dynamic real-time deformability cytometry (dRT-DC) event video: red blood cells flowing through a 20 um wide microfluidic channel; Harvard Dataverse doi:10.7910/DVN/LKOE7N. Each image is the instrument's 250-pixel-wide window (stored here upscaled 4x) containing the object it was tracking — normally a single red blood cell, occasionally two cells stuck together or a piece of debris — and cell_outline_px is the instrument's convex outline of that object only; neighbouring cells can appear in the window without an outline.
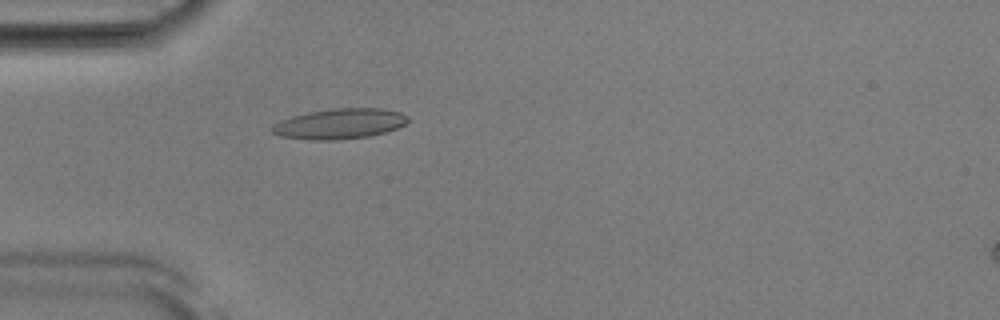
{"species": "Egyptian fruit bat (a non-hibernating species)", "species_latin": "Rousettus aegyptiacus", "temperature_condition": "room temperature", "stored_images_in_passage": 40, "camera_frame_rate_fps": 3000, "um_per_image_px": 0.085, "animal": {"sex": "male"}, "frame": {"image": 1, "passage_image": 3, "time_ms": 0.667, "image_size_px": [1000, 320], "cell_outline_px": [[408, 120], [404, 124], [396, 128], [384, 132], [368, 136], [336, 140], [308, 140], [280, 136], [272, 132], [272, 124], [280, 120], [292, 116], [308, 112], [332, 108], [380, 108], [400, 112], [408, 116]], "centroid_in_image_um": [28.83, 10.52], "position_along_channel_um": 56.2, "area_um2": 23.99}}
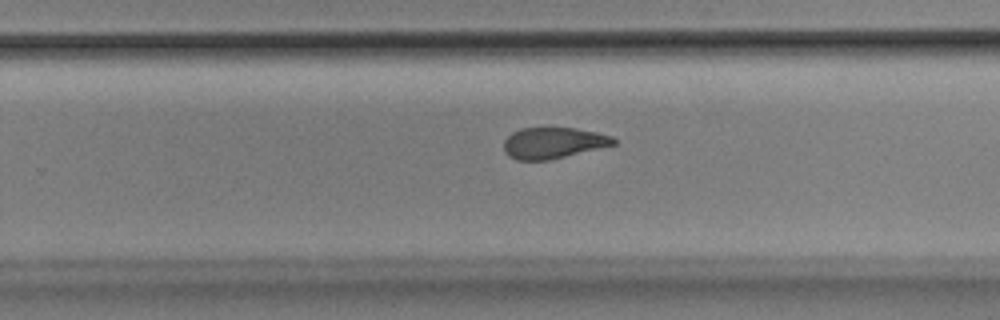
{"frame": {"image": 2, "passage_image": 21, "time_ms": 6.667, "image_size_px": [1000, 320], "cell_outline_px": [[616, 144], [548, 160], [516, 160], [508, 156], [504, 152], [504, 140], [512, 132], [520, 128], [576, 128], [596, 132], [612, 136], [616, 140]], "centroid_in_image_um": [46.99, 12.14], "position_along_channel_um": 282.8, "area_um2": 19.83}}
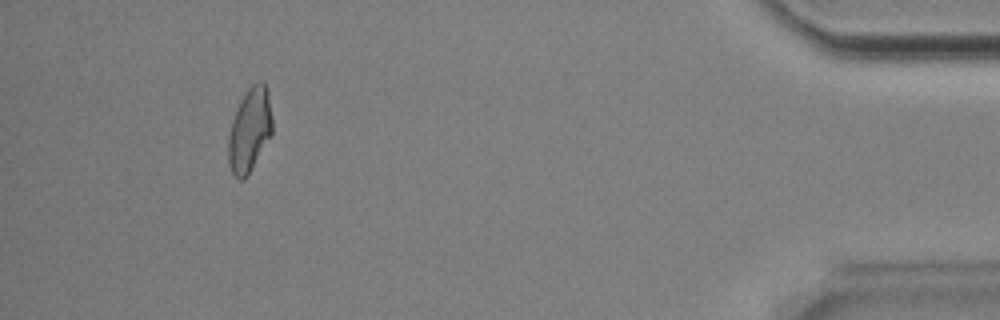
{"frame": {"image": 3, "passage_image": 36, "time_ms": 11.667, "image_size_px": [1000, 320], "cell_outline_px": [[272, 132], [244, 180], [240, 180], [232, 172], [228, 160], [228, 136], [232, 120], [240, 100], [248, 88], [256, 80], [264, 80], [268, 88], [272, 116]], "centroid_in_image_um": [21.22, 10.96], "position_along_channel_um": 414.0, "area_um2": 21.39}, "authors_computed_cell_mechanics": {"area_um2": 21.2415, "velocity_mm_per_s": 3.8839, "shape_relaxation_time_tau1_ms": 6.8529, "shape_relaxation_time_tau2_ms": 2.8245, "deformation_change_tau1": 0.2037, "deformation_change_tau2": 0.0972}}